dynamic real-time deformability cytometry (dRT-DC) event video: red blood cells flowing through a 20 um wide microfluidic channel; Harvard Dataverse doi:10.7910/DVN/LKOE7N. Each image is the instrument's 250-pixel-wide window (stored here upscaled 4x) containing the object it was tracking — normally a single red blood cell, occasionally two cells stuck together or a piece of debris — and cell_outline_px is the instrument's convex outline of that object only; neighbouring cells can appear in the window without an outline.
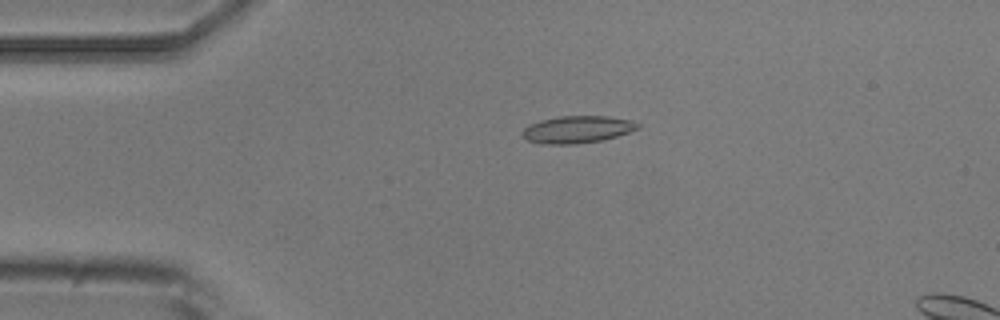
{"species": "common noctule bat (a hibernating species)", "species_latin": "Nyctalus noctula", "temperature_condition": "room temperature", "stored_images_in_passage": 4, "camera_frame_rate_fps": 3000, "um_per_image_px": 0.085, "animal": {"sex": "male", "body_mass_g": 20.5, "forearm_length_mm": 52.5}, "frame": {"image": 1, "passage_image": 2, "time_ms": 1.333, "image_size_px": [1000, 320], "cell_outline_px": [[640, 128], [604, 140], [576, 144], [540, 144], [528, 140], [520, 132], [528, 124], [540, 120], [560, 116], [608, 116], [628, 120], [640, 124]], "centroid_in_image_um": [49.03, 11.01], "position_along_channel_um": 36.0, "area_um2": 18.32}}